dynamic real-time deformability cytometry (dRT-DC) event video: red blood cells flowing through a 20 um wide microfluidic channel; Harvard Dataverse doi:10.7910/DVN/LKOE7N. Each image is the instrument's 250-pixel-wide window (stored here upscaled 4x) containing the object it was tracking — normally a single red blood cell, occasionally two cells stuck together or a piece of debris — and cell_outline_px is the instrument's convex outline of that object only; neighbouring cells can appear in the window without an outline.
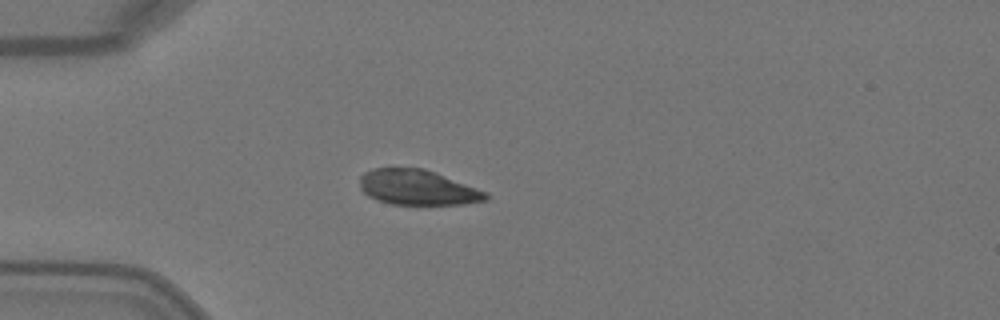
{"species": "Egyptian fruit bat (a non-hibernating species)", "species_latin": "Rousettus aegyptiacus", "temperature_condition": "warm", "stored_images_in_passage": 6, "camera_frame_rate_fps": 3000, "um_per_image_px": 0.085, "animal": {"sex": "female"}, "frame": {"image": 1, "passage_image": 4, "time_ms": 1.0, "image_size_px": [1000, 320], "cell_outline_px": [[492, 196], [488, 200], [464, 204], [392, 204], [376, 200], [368, 196], [360, 188], [360, 176], [364, 172], [372, 168], [424, 168], [436, 172], [488, 192]], "centroid_in_image_um": [35.52, 15.93], "position_along_channel_um": 49.5, "area_um2": 26.07}}
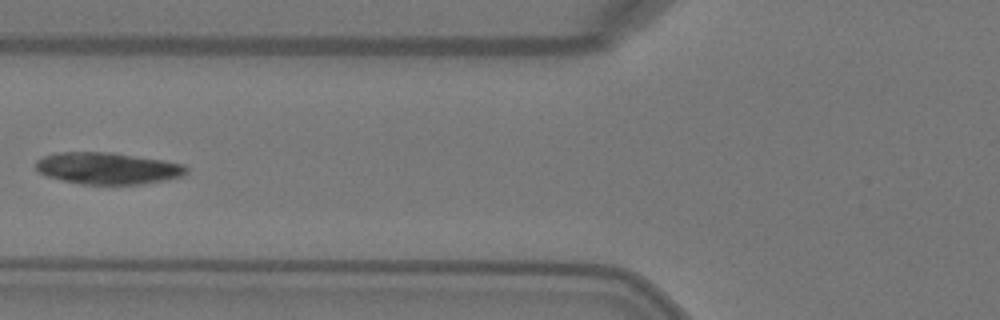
{"frame": {"image": 2, "passage_image": 6, "time_ms": 1.667, "image_size_px": [1000, 320], "cell_outline_px": [[188, 172], [184, 176], [144, 184], [80, 184], [48, 176], [40, 172], [36, 168], [36, 160], [44, 156], [56, 152], [112, 152], [164, 160], [184, 164], [188, 168]], "centroid_in_image_um": [9.19, 14.3], "position_along_channel_um": 116.6, "area_um2": 27.92}}